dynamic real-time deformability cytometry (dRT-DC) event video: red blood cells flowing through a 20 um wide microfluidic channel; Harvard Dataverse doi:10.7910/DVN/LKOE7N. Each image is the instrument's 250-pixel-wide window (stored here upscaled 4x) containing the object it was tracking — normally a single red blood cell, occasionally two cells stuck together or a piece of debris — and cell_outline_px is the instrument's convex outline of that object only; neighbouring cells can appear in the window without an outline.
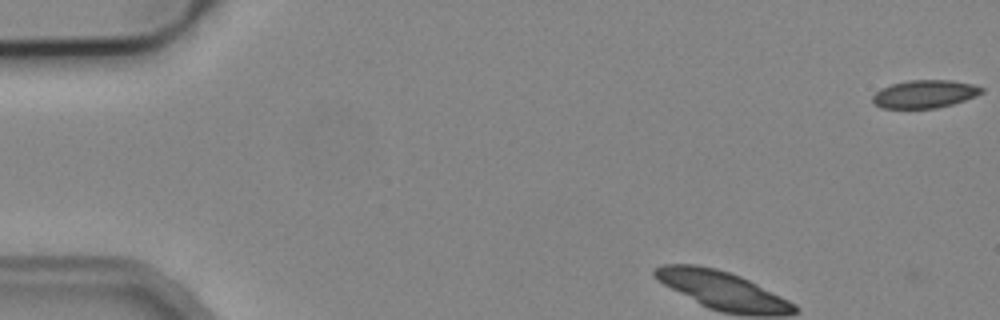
{"species": "common noctule bat (a hibernating species)", "species_latin": "Nyctalus noctula", "temperature_condition": "cold", "stored_images_in_passage": 5, "camera_frame_rate_fps": 3000, "um_per_image_px": 0.085, "animal": {"sex": "male", "body_mass_g": 19.2, "forearm_length_mm": 51.8}, "frame": {"image": 1, "passage_image": 1, "time_ms": 0.0, "image_size_px": [1000, 320], "cell_outline_px": [[984, 92], [976, 96], [952, 104], [936, 108], [880, 108], [872, 100], [872, 96], [880, 88], [892, 84], [908, 80], [952, 80], [972, 84], [984, 88]], "centroid_in_image_um": [78.6, 7.98], "position_along_channel_um": 6.4, "area_um2": 17.74}}